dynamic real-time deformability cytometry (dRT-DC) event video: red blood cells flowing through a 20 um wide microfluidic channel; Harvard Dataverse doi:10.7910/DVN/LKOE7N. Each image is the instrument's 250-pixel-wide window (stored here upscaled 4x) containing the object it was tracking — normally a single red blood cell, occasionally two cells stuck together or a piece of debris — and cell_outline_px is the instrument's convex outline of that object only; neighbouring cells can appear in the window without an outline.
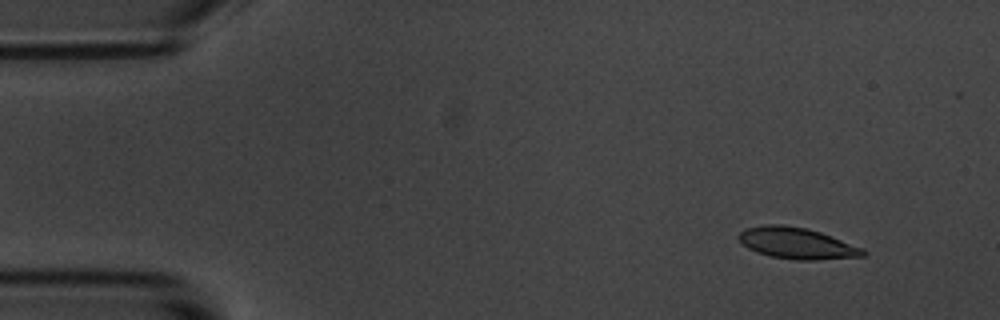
{"species": "common noctule bat (a hibernating species)", "species_latin": "Nyctalus noctula", "temperature_condition": "room temperature", "stored_images_in_passage": 4, "camera_frame_rate_fps": 3000, "um_per_image_px": 0.085, "animal": {"sex": "male", "body_mass_g": 20.1, "forearm_length_mm": 53.5}, "frame": {"image": 1, "passage_image": 1, "time_ms": 0.0, "image_size_px": [1000, 320], "cell_outline_px": [[868, 252], [864, 256], [816, 260], [796, 260], [772, 256], [756, 252], [748, 248], [736, 236], [744, 228], [764, 224], [780, 224], [804, 228], [820, 232], [864, 248]], "centroid_in_image_um": [67.73, 20.67], "position_along_channel_um": 17.3, "area_um2": 22.66}}
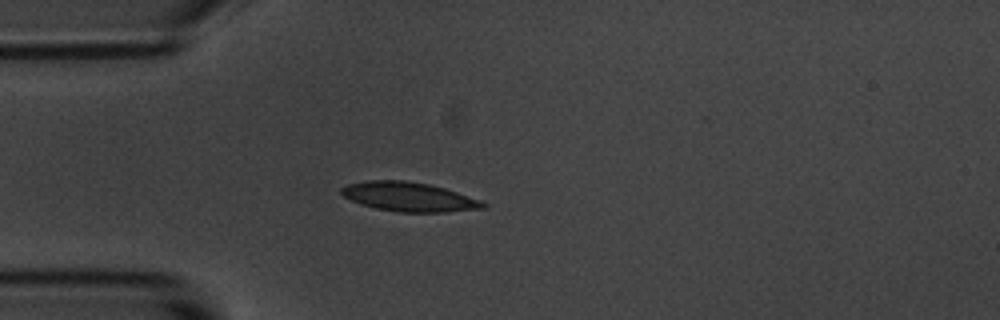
{"frame": {"image": 2, "passage_image": 4, "time_ms": 3.333, "image_size_px": [1000, 320], "cell_outline_px": [[488, 204], [484, 208], [444, 212], [396, 212], [376, 208], [360, 204], [344, 196], [340, 192], [340, 188], [348, 184], [368, 180], [404, 180], [428, 184], [444, 188], [480, 200]], "centroid_in_image_um": [34.73, 16.73], "position_along_channel_um": 50.3, "area_um2": 23.99}}